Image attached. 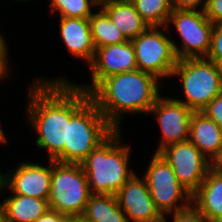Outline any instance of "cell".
<instances>
[{"label":"cell","instance_id":"cell-24","mask_svg":"<svg viewBox=\"0 0 222 222\" xmlns=\"http://www.w3.org/2000/svg\"><path fill=\"white\" fill-rule=\"evenodd\" d=\"M206 58L222 67V22L213 25L211 48Z\"/></svg>","mask_w":222,"mask_h":222},{"label":"cell","instance_id":"cell-34","mask_svg":"<svg viewBox=\"0 0 222 222\" xmlns=\"http://www.w3.org/2000/svg\"><path fill=\"white\" fill-rule=\"evenodd\" d=\"M64 222H78V217H76V218H67Z\"/></svg>","mask_w":222,"mask_h":222},{"label":"cell","instance_id":"cell-35","mask_svg":"<svg viewBox=\"0 0 222 222\" xmlns=\"http://www.w3.org/2000/svg\"><path fill=\"white\" fill-rule=\"evenodd\" d=\"M78 222H92L84 218L83 216L78 217Z\"/></svg>","mask_w":222,"mask_h":222},{"label":"cell","instance_id":"cell-36","mask_svg":"<svg viewBox=\"0 0 222 222\" xmlns=\"http://www.w3.org/2000/svg\"><path fill=\"white\" fill-rule=\"evenodd\" d=\"M3 221V216H2V210H1V207H0V222Z\"/></svg>","mask_w":222,"mask_h":222},{"label":"cell","instance_id":"cell-1","mask_svg":"<svg viewBox=\"0 0 222 222\" xmlns=\"http://www.w3.org/2000/svg\"><path fill=\"white\" fill-rule=\"evenodd\" d=\"M27 119L37 132L35 144L47 149L49 160L64 164L67 124L90 94L66 78L38 79L28 92Z\"/></svg>","mask_w":222,"mask_h":222},{"label":"cell","instance_id":"cell-9","mask_svg":"<svg viewBox=\"0 0 222 222\" xmlns=\"http://www.w3.org/2000/svg\"><path fill=\"white\" fill-rule=\"evenodd\" d=\"M159 26H149L138 37L131 40L138 70L157 76L171 78L177 64L173 41L162 33Z\"/></svg>","mask_w":222,"mask_h":222},{"label":"cell","instance_id":"cell-12","mask_svg":"<svg viewBox=\"0 0 222 222\" xmlns=\"http://www.w3.org/2000/svg\"><path fill=\"white\" fill-rule=\"evenodd\" d=\"M92 84L78 87L90 93L104 78L138 69L131 41L96 48L89 64Z\"/></svg>","mask_w":222,"mask_h":222},{"label":"cell","instance_id":"cell-19","mask_svg":"<svg viewBox=\"0 0 222 222\" xmlns=\"http://www.w3.org/2000/svg\"><path fill=\"white\" fill-rule=\"evenodd\" d=\"M4 222H35L49 210L48 200L12 194L0 203Z\"/></svg>","mask_w":222,"mask_h":222},{"label":"cell","instance_id":"cell-22","mask_svg":"<svg viewBox=\"0 0 222 222\" xmlns=\"http://www.w3.org/2000/svg\"><path fill=\"white\" fill-rule=\"evenodd\" d=\"M149 26L166 27L172 13L171 0H130Z\"/></svg>","mask_w":222,"mask_h":222},{"label":"cell","instance_id":"cell-29","mask_svg":"<svg viewBox=\"0 0 222 222\" xmlns=\"http://www.w3.org/2000/svg\"><path fill=\"white\" fill-rule=\"evenodd\" d=\"M68 217L59 212L48 210L44 215L39 217L35 222H64Z\"/></svg>","mask_w":222,"mask_h":222},{"label":"cell","instance_id":"cell-8","mask_svg":"<svg viewBox=\"0 0 222 222\" xmlns=\"http://www.w3.org/2000/svg\"><path fill=\"white\" fill-rule=\"evenodd\" d=\"M175 26L182 39V47L173 43L178 60L190 58H206L211 48L213 23L202 10H177L173 9L167 26L162 29L169 30V24Z\"/></svg>","mask_w":222,"mask_h":222},{"label":"cell","instance_id":"cell-26","mask_svg":"<svg viewBox=\"0 0 222 222\" xmlns=\"http://www.w3.org/2000/svg\"><path fill=\"white\" fill-rule=\"evenodd\" d=\"M173 215V222H210L193 205Z\"/></svg>","mask_w":222,"mask_h":222},{"label":"cell","instance_id":"cell-14","mask_svg":"<svg viewBox=\"0 0 222 222\" xmlns=\"http://www.w3.org/2000/svg\"><path fill=\"white\" fill-rule=\"evenodd\" d=\"M119 207L126 214L128 222H163L164 217L157 210L145 178L134 174L116 193Z\"/></svg>","mask_w":222,"mask_h":222},{"label":"cell","instance_id":"cell-7","mask_svg":"<svg viewBox=\"0 0 222 222\" xmlns=\"http://www.w3.org/2000/svg\"><path fill=\"white\" fill-rule=\"evenodd\" d=\"M151 159L143 177L160 214L166 217L192 205V195L179 183L170 164L156 152Z\"/></svg>","mask_w":222,"mask_h":222},{"label":"cell","instance_id":"cell-31","mask_svg":"<svg viewBox=\"0 0 222 222\" xmlns=\"http://www.w3.org/2000/svg\"><path fill=\"white\" fill-rule=\"evenodd\" d=\"M8 55H0V79L8 75L9 72V62L7 61Z\"/></svg>","mask_w":222,"mask_h":222},{"label":"cell","instance_id":"cell-11","mask_svg":"<svg viewBox=\"0 0 222 222\" xmlns=\"http://www.w3.org/2000/svg\"><path fill=\"white\" fill-rule=\"evenodd\" d=\"M193 110L174 98L159 97L148 114L157 117L162 131V140L157 147L158 153L165 146L184 142L190 137V123Z\"/></svg>","mask_w":222,"mask_h":222},{"label":"cell","instance_id":"cell-5","mask_svg":"<svg viewBox=\"0 0 222 222\" xmlns=\"http://www.w3.org/2000/svg\"><path fill=\"white\" fill-rule=\"evenodd\" d=\"M172 76H179L185 100L176 99L193 111H201L222 92V67L207 58L178 60Z\"/></svg>","mask_w":222,"mask_h":222},{"label":"cell","instance_id":"cell-18","mask_svg":"<svg viewBox=\"0 0 222 222\" xmlns=\"http://www.w3.org/2000/svg\"><path fill=\"white\" fill-rule=\"evenodd\" d=\"M189 140L211 161L222 148V130L204 113L194 111Z\"/></svg>","mask_w":222,"mask_h":222},{"label":"cell","instance_id":"cell-32","mask_svg":"<svg viewBox=\"0 0 222 222\" xmlns=\"http://www.w3.org/2000/svg\"><path fill=\"white\" fill-rule=\"evenodd\" d=\"M7 41L4 40V37L0 35V55H7L8 54V47L6 44Z\"/></svg>","mask_w":222,"mask_h":222},{"label":"cell","instance_id":"cell-28","mask_svg":"<svg viewBox=\"0 0 222 222\" xmlns=\"http://www.w3.org/2000/svg\"><path fill=\"white\" fill-rule=\"evenodd\" d=\"M206 3L207 0H171L172 8L177 10H196V7L202 5V8H199V10L204 11Z\"/></svg>","mask_w":222,"mask_h":222},{"label":"cell","instance_id":"cell-23","mask_svg":"<svg viewBox=\"0 0 222 222\" xmlns=\"http://www.w3.org/2000/svg\"><path fill=\"white\" fill-rule=\"evenodd\" d=\"M100 0H51L52 13L59 12L60 17L90 18L94 12L92 7H99Z\"/></svg>","mask_w":222,"mask_h":222},{"label":"cell","instance_id":"cell-6","mask_svg":"<svg viewBox=\"0 0 222 222\" xmlns=\"http://www.w3.org/2000/svg\"><path fill=\"white\" fill-rule=\"evenodd\" d=\"M90 189L87 175L80 164H63L52 160L49 209L68 218L83 216Z\"/></svg>","mask_w":222,"mask_h":222},{"label":"cell","instance_id":"cell-3","mask_svg":"<svg viewBox=\"0 0 222 222\" xmlns=\"http://www.w3.org/2000/svg\"><path fill=\"white\" fill-rule=\"evenodd\" d=\"M120 134L115 129L80 163L91 194L116 195L135 174L128 167L131 147L122 144Z\"/></svg>","mask_w":222,"mask_h":222},{"label":"cell","instance_id":"cell-27","mask_svg":"<svg viewBox=\"0 0 222 222\" xmlns=\"http://www.w3.org/2000/svg\"><path fill=\"white\" fill-rule=\"evenodd\" d=\"M204 12L213 24L222 22V0H207Z\"/></svg>","mask_w":222,"mask_h":222},{"label":"cell","instance_id":"cell-20","mask_svg":"<svg viewBox=\"0 0 222 222\" xmlns=\"http://www.w3.org/2000/svg\"><path fill=\"white\" fill-rule=\"evenodd\" d=\"M83 217L92 222H128L112 194H91Z\"/></svg>","mask_w":222,"mask_h":222},{"label":"cell","instance_id":"cell-33","mask_svg":"<svg viewBox=\"0 0 222 222\" xmlns=\"http://www.w3.org/2000/svg\"><path fill=\"white\" fill-rule=\"evenodd\" d=\"M4 134H5V133L3 132V130H2L1 127H0V143H1V144L4 143V142H6V139H7Z\"/></svg>","mask_w":222,"mask_h":222},{"label":"cell","instance_id":"cell-10","mask_svg":"<svg viewBox=\"0 0 222 222\" xmlns=\"http://www.w3.org/2000/svg\"><path fill=\"white\" fill-rule=\"evenodd\" d=\"M158 153L170 164L179 183L191 195L211 168V161L190 140L165 146Z\"/></svg>","mask_w":222,"mask_h":222},{"label":"cell","instance_id":"cell-30","mask_svg":"<svg viewBox=\"0 0 222 222\" xmlns=\"http://www.w3.org/2000/svg\"><path fill=\"white\" fill-rule=\"evenodd\" d=\"M211 169L222 174V148L218 154L211 160Z\"/></svg>","mask_w":222,"mask_h":222},{"label":"cell","instance_id":"cell-17","mask_svg":"<svg viewBox=\"0 0 222 222\" xmlns=\"http://www.w3.org/2000/svg\"><path fill=\"white\" fill-rule=\"evenodd\" d=\"M98 8L109 16L129 41L138 37L149 27L130 0H100Z\"/></svg>","mask_w":222,"mask_h":222},{"label":"cell","instance_id":"cell-13","mask_svg":"<svg viewBox=\"0 0 222 222\" xmlns=\"http://www.w3.org/2000/svg\"><path fill=\"white\" fill-rule=\"evenodd\" d=\"M48 167L22 162L14 173L0 175V192L3 188L12 194L48 200L51 192L52 160Z\"/></svg>","mask_w":222,"mask_h":222},{"label":"cell","instance_id":"cell-2","mask_svg":"<svg viewBox=\"0 0 222 222\" xmlns=\"http://www.w3.org/2000/svg\"><path fill=\"white\" fill-rule=\"evenodd\" d=\"M159 78L133 70L104 78L89 94L106 120L120 129L123 114L150 111L159 95Z\"/></svg>","mask_w":222,"mask_h":222},{"label":"cell","instance_id":"cell-21","mask_svg":"<svg viewBox=\"0 0 222 222\" xmlns=\"http://www.w3.org/2000/svg\"><path fill=\"white\" fill-rule=\"evenodd\" d=\"M89 21L95 48L128 41L101 8L89 18Z\"/></svg>","mask_w":222,"mask_h":222},{"label":"cell","instance_id":"cell-15","mask_svg":"<svg viewBox=\"0 0 222 222\" xmlns=\"http://www.w3.org/2000/svg\"><path fill=\"white\" fill-rule=\"evenodd\" d=\"M60 34L69 52L91 63L95 54L89 18L60 17Z\"/></svg>","mask_w":222,"mask_h":222},{"label":"cell","instance_id":"cell-16","mask_svg":"<svg viewBox=\"0 0 222 222\" xmlns=\"http://www.w3.org/2000/svg\"><path fill=\"white\" fill-rule=\"evenodd\" d=\"M192 205L210 222H222V174L209 169L192 194Z\"/></svg>","mask_w":222,"mask_h":222},{"label":"cell","instance_id":"cell-4","mask_svg":"<svg viewBox=\"0 0 222 222\" xmlns=\"http://www.w3.org/2000/svg\"><path fill=\"white\" fill-rule=\"evenodd\" d=\"M115 128L89 99L67 124L64 164H80Z\"/></svg>","mask_w":222,"mask_h":222},{"label":"cell","instance_id":"cell-25","mask_svg":"<svg viewBox=\"0 0 222 222\" xmlns=\"http://www.w3.org/2000/svg\"><path fill=\"white\" fill-rule=\"evenodd\" d=\"M222 130V92L215 96L202 110Z\"/></svg>","mask_w":222,"mask_h":222}]
</instances>
